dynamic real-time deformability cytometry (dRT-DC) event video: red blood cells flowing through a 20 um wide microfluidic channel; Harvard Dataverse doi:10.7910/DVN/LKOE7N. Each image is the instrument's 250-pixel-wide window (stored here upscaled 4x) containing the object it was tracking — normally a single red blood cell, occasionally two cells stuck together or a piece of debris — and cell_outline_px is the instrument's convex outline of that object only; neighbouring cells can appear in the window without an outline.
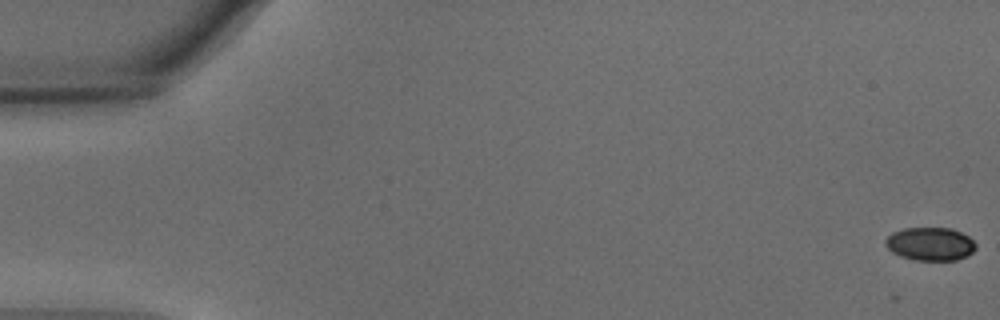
{"species": "common noctule bat (a hibernating species)", "species_latin": "Nyctalus noctula", "temperature_condition": "warm", "stored_images_in_passage": 6, "camera_frame_rate_fps": 3000, "um_per_image_px": 0.085, "animal": {"sex": "male", "body_mass_g": 15.6}, "frame": {"image": 1, "passage_image": 1, "time_ms": 0.0, "image_size_px": [1000, 320], "cell_outline_px": [[976, 248], [968, 256], [956, 260], [916, 260], [900, 256], [892, 252], [884, 244], [884, 240], [892, 232], [904, 228], [952, 228], [968, 236], [976, 244]], "centroid_in_image_um": [79.06, 20.73], "position_along_channel_um": 5.9, "area_um2": 17.57}}